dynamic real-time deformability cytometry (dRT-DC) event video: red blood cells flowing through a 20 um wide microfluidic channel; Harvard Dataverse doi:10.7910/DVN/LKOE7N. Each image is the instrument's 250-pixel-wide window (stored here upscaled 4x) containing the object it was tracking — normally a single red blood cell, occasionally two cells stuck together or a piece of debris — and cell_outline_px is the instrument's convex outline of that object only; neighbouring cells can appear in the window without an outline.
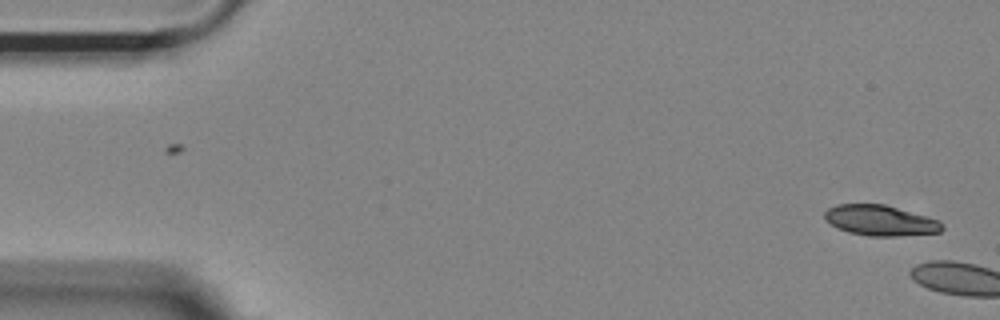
{"species": "Egyptian fruit bat (a non-hibernating species)", "species_latin": "Rousettus aegyptiacus", "temperature_condition": "room temperature", "stored_images_in_passage": 4, "camera_frame_rate_fps": 3000, "um_per_image_px": 0.085, "animal": {"sex": "female"}, "frame": {"image": 1, "passage_image": 1, "time_ms": 0.0, "image_size_px": [1000, 320], "cell_outline_px": [[944, 228], [940, 232], [896, 236], [868, 236], [848, 232], [836, 228], [824, 220], [824, 212], [828, 208], [836, 204], [884, 204], [940, 220], [944, 224]], "centroid_in_image_um": [74.8, 18.74], "position_along_channel_um": 10.2, "area_um2": 21.04}}